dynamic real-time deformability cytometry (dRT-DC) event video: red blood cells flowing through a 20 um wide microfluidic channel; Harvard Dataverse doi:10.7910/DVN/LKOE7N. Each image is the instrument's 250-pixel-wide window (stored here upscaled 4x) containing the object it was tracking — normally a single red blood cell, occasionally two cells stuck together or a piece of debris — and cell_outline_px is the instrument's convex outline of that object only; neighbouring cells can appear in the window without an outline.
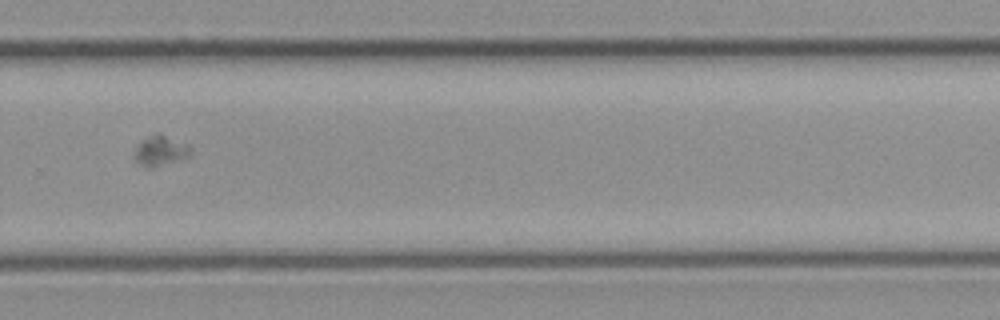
{"species": "common noctule bat (a hibernating species)", "species_latin": "Nyctalus noctula", "temperature_condition": "cold", "stored_images_in_passage": 31, "camera_frame_rate_fps": 3000, "um_per_image_px": 0.085, "animal": {"sex": "female", "body_mass_g": 21.9}, "frame": {"image": 1, "passage_image": 22, "time_ms": 7.0, "image_size_px": [1000, 320], "cell_outline_px": [[192, 152], [188, 156], [152, 168], [132, 160], [132, 156], [136, 144], [140, 140], [152, 132], [160, 132], [188, 144], [192, 148]], "centroid_in_image_um": [13.58, 12.75], "position_along_channel_um": 316.2, "area_um2": 10.29}}
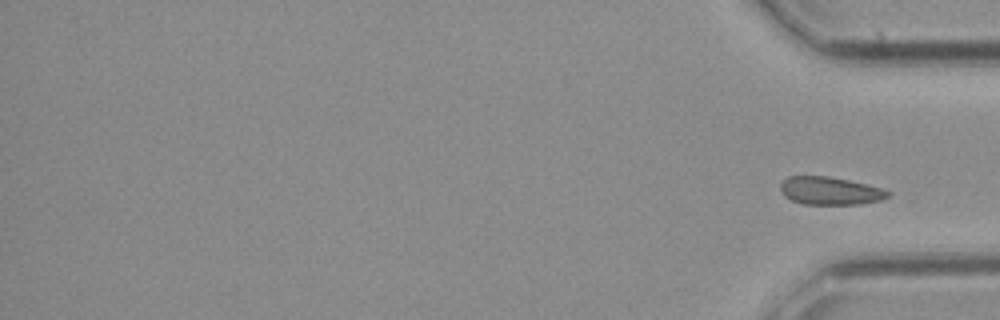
{"frame": {"image": 2, "passage_image": 31, "time_ms": 10.0, "image_size_px": [1000, 320], "cell_outline_px": [[892, 196], [880, 200], [860, 204], [804, 204], [792, 200], [784, 196], [780, 188], [780, 184], [788, 176], [828, 176], [848, 180], [884, 188], [892, 192]], "centroid_in_image_um": [70.6, 16.22], "position_along_channel_um": 364.6, "area_um2": 17.57}}